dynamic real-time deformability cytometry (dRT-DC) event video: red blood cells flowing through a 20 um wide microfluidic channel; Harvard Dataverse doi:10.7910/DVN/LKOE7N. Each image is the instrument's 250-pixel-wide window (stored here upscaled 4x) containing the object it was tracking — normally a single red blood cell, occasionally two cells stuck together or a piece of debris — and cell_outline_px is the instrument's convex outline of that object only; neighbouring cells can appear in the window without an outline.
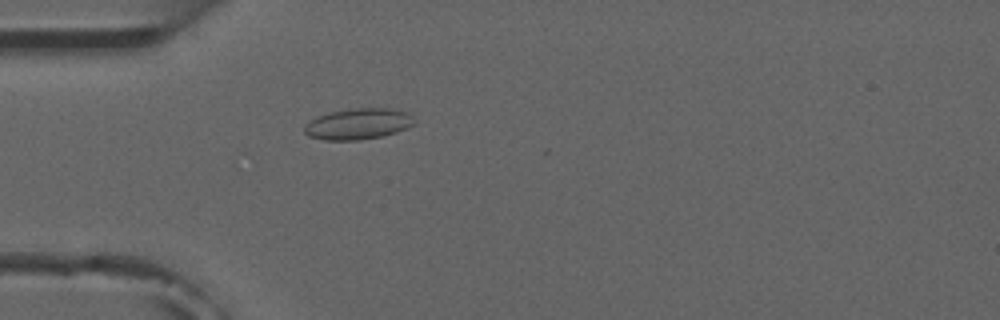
{"species": "common noctule bat (a hibernating species)", "species_latin": "Nyctalus noctula", "temperature_condition": "room temperature", "stored_images_in_passage": 1, "camera_frame_rate_fps": 3000, "um_per_image_px": 0.085, "animal": {"sex": "male", "forearm_length_mm": 52.5}, "frame": {"image": 1, "passage_image": 1, "time_ms": 0.0, "image_size_px": [1000, 320], "cell_outline_px": [[416, 124], [396, 132], [384, 136], [360, 140], [324, 140], [308, 136], [304, 132], [304, 124], [316, 116], [348, 108], [392, 108], [408, 112], [416, 120]], "centroid_in_image_um": [30.46, 10.53], "position_along_channel_um": 54.5, "area_um2": 20.23}}